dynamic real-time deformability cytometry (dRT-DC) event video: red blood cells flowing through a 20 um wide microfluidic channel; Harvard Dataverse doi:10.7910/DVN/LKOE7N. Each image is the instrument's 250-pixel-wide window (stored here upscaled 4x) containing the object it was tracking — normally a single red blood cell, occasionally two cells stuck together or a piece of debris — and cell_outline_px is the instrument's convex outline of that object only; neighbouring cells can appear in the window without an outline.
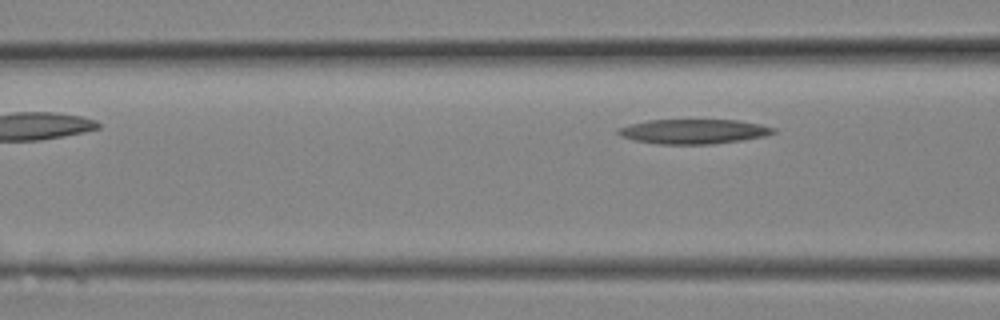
{"species": "Egyptian fruit bat (a non-hibernating species)", "species_latin": "Rousettus aegyptiacus", "temperature_condition": "room temperature", "stored_images_in_passage": 6, "segment_of_instrument_passage": [2, 2], "camera_frame_rate_fps": 3000, "um_per_image_px": 0.085, "animal": {"sex": "female"}, "frame": {"image": 1, "passage_image": 6, "time_ms": 1.667, "image_size_px": [1000, 320], "cell_outline_px": [[776, 132], [764, 136], [740, 140], [712, 144], [660, 144], [632, 140], [620, 136], [616, 132], [620, 128], [632, 124], [648, 120], [736, 120], [760, 124], [776, 128]], "centroid_in_image_um": [58.95, 11.18], "position_along_channel_um": 107.6, "area_um2": 22.14}}